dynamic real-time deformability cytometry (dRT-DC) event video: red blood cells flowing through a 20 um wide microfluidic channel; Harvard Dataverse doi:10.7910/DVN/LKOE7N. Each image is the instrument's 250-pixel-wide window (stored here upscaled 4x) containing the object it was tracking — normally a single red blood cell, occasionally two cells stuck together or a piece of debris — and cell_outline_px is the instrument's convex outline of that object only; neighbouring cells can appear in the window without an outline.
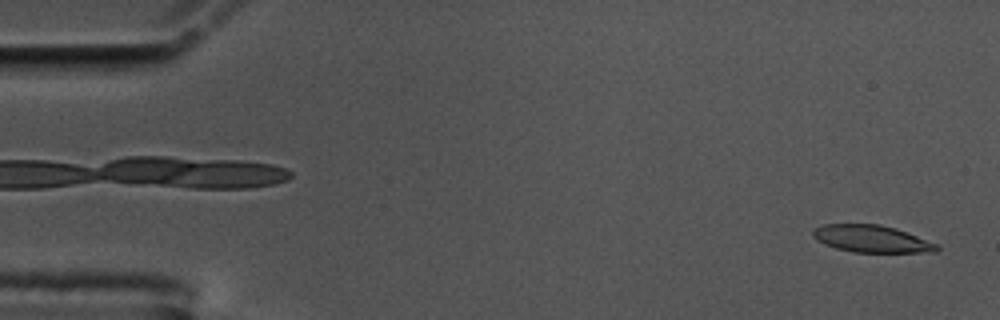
{"species": "common noctule bat (a hibernating species)", "species_latin": "Nyctalus noctula", "temperature_condition": "cold", "stored_images_in_passage": 56, "camera_frame_rate_fps": 3000, "um_per_image_px": 0.085, "animal": {"sex": "male", "body_mass_g": 17.5, "forearm_length_mm": 52.3}, "frame": {"image": 1, "passage_image": 2, "time_ms": 0.333, "image_size_px": [1000, 320], "cell_outline_px": [[940, 248], [936, 252], [852, 252], [836, 248], [824, 244], [816, 240], [812, 236], [812, 228], [824, 224], [880, 224], [896, 228], [940, 244]], "centroid_in_image_um": [74.09, 20.29], "position_along_channel_um": 10.9, "area_um2": 19.88}}
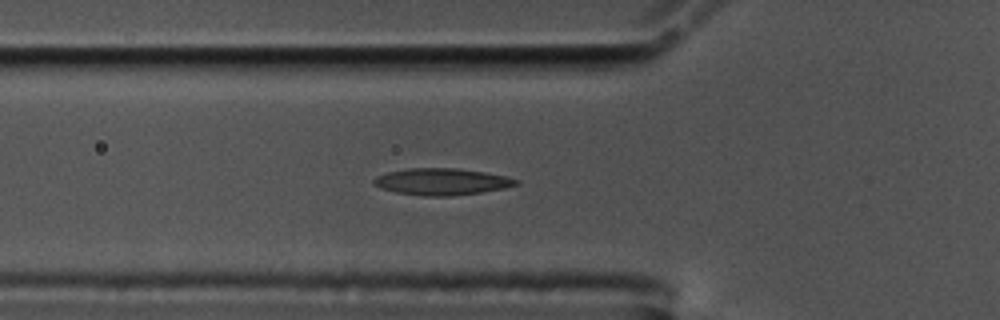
{"frame": {"image": 2, "passage_image": 19, "time_ms": 6.0, "image_size_px": [1000, 320], "cell_outline_px": [[520, 184], [504, 188], [480, 192], [448, 196], [424, 196], [396, 192], [380, 188], [372, 184], [372, 180], [376, 176], [388, 172], [408, 168], [456, 168], [484, 172], [508, 176], [520, 180]], "centroid_in_image_um": [37.55, 15.43], "position_along_channel_um": 88.3, "area_um2": 22.2}}
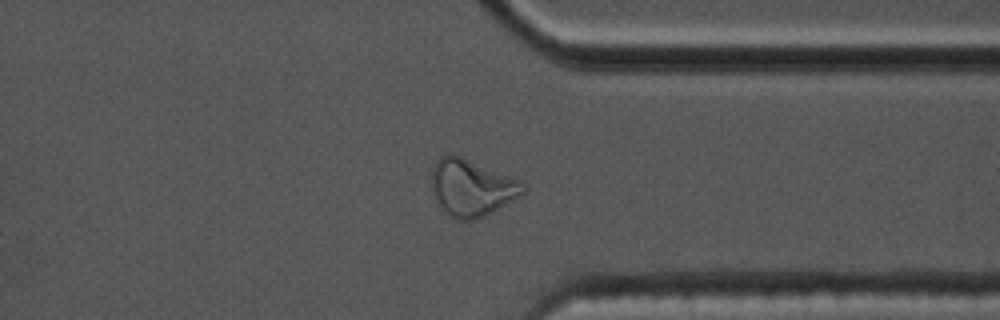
{"frame": {"image": 3, "passage_image": 43, "time_ms": 14.0, "image_size_px": [1000, 320], "cell_outline_px": [[528, 188], [520, 196], [492, 212], [484, 216], [472, 220], [456, 220], [444, 212], [432, 192], [432, 168], [436, 160], [440, 156], [460, 156], [520, 180]], "centroid_in_image_um": [40.09, 15.97], "position_along_channel_um": 371.3, "area_um2": 30.0}, "authors_computed_cell_mechanics": {"area_um2": 21.2993, "velocity_mm_per_s": 3.5636, "shape_relaxation_time_tau1_ms": null, "shape_relaxation_time_tau2_ms": 3.1215, "deformation_change_tau1": null, "deformation_change_tau2": 0.1172}}